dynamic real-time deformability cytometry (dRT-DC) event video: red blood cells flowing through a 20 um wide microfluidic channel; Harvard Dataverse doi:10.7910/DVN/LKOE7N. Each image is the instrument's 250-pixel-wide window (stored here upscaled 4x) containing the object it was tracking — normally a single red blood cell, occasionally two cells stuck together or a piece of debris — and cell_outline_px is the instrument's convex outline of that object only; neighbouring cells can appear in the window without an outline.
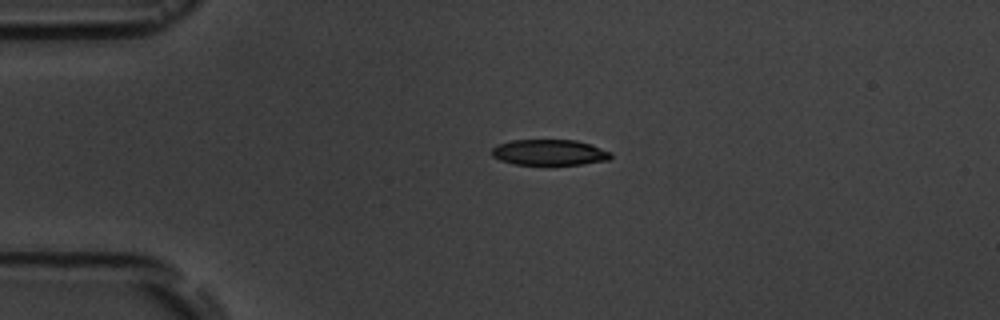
{"species": "common noctule bat (a hibernating species)", "species_latin": "Nyctalus noctula", "temperature_condition": "room temperature", "stored_images_in_passage": 5, "camera_frame_rate_fps": 3000, "um_per_image_px": 0.085, "animal": {"sex": "male", "body_mass_g": 19.5, "forearm_length_mm": 54.6}, "frame": {"image": 1, "passage_image": 3, "time_ms": 2.333, "image_size_px": [1000, 320], "cell_outline_px": [[612, 156], [608, 160], [580, 164], [512, 164], [500, 160], [492, 156], [492, 148], [496, 144], [512, 140], [576, 140], [592, 144], [612, 152]], "centroid_in_image_um": [46.7, 12.94], "position_along_channel_um": 38.3, "area_um2": 17.92}}
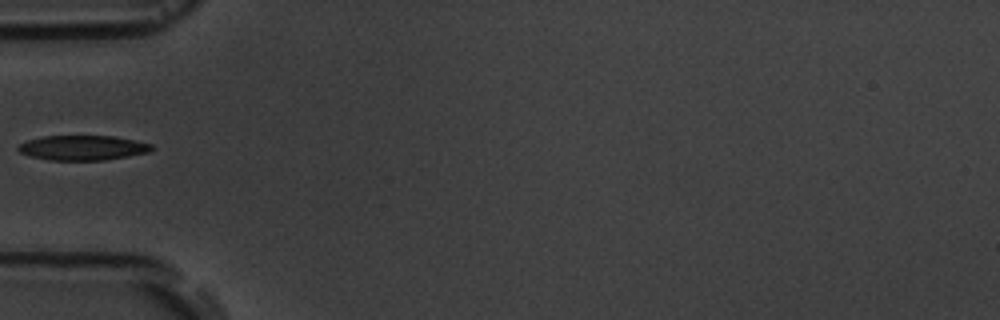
{"frame": {"image": 2, "passage_image": 4, "time_ms": 4.333, "image_size_px": [1000, 320], "cell_outline_px": [[156, 148], [148, 152], [128, 156], [104, 160], [48, 160], [28, 156], [20, 152], [16, 148], [20, 144], [28, 140], [44, 136], [112, 136], [152, 144]], "centroid_in_image_um": [7.01, 12.57], "position_along_channel_um": 78.0, "area_um2": 19.25}}
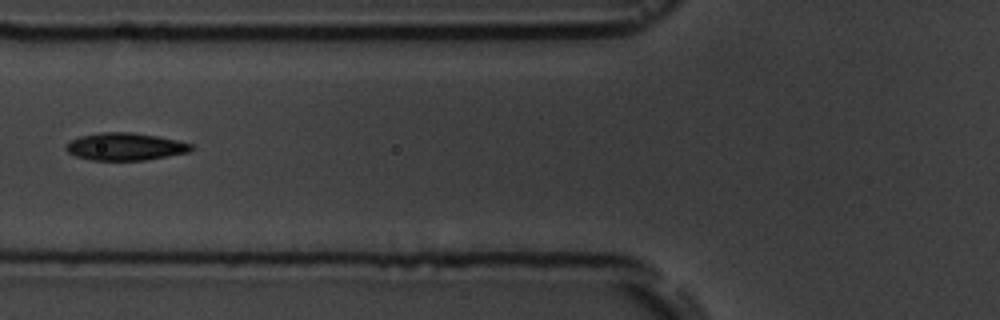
{"frame": {"image": 3, "passage_image": 5, "time_ms": 5.333, "image_size_px": [1000, 320], "cell_outline_px": [[192, 148], [188, 152], [144, 160], [92, 160], [76, 156], [68, 152], [64, 148], [64, 144], [68, 140], [80, 136], [100, 132], [132, 132], [156, 136], [176, 140], [192, 144]], "centroid_in_image_um": [10.56, 12.45], "position_along_channel_um": 115.2, "area_um2": 20.0}}